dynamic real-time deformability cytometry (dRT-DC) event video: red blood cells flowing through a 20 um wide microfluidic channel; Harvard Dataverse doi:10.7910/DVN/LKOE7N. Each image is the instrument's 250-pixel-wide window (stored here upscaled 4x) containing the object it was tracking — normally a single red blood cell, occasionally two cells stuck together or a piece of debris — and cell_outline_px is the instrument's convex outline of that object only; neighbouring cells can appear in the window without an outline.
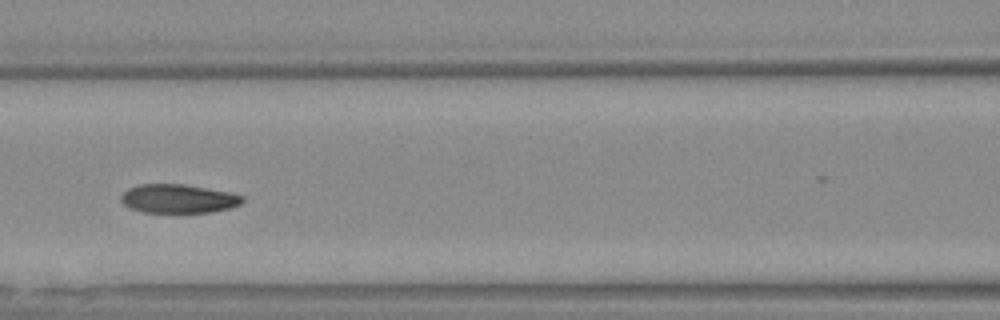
{"species": "Egyptian fruit bat (a non-hibernating species)", "species_latin": "Rousettus aegyptiacus", "temperature_condition": "warm", "stored_images_in_passage": 21, "camera_frame_rate_fps": 3000, "um_per_image_px": 0.085, "animal": {"sex": "female"}, "frame": {"image": 1, "passage_image": 10, "time_ms": 3.0, "image_size_px": [1000, 320], "cell_outline_px": [[244, 200], [240, 204], [228, 208], [212, 212], [144, 212], [128, 208], [120, 200], [120, 196], [128, 188], [140, 184], [184, 184], [232, 192], [244, 196]], "centroid_in_image_um": [15.15, 16.88], "position_along_channel_um": 151.4, "area_um2": 20.46}}